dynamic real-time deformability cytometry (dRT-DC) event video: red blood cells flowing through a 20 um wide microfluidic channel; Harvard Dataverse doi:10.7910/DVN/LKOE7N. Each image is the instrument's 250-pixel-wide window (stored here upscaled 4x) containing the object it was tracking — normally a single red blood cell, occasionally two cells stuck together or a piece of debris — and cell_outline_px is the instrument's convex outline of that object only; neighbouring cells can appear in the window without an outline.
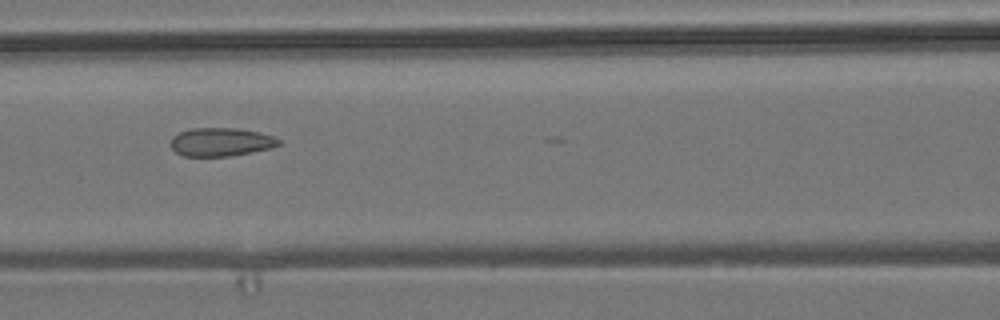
{"species": "common noctule bat (a hibernating species)", "species_latin": "Nyctalus noctula", "temperature_condition": "room temperature", "stored_images_in_passage": 19, "camera_frame_rate_fps": 3000, "um_per_image_px": 0.085, "animal": {"sex": "male", "body_mass_g": 19.2, "forearm_length_mm": 51.8}, "frame": {"image": 1, "passage_image": 16, "time_ms": 5.0, "image_size_px": [1000, 320], "cell_outline_px": [[284, 140], [280, 144], [272, 148], [252, 152], [228, 156], [184, 156], [176, 152], [168, 144], [172, 136], [180, 132], [192, 128], [236, 128], [256, 132], [272, 136]], "centroid_in_image_um": [18.76, 12.07], "position_along_channel_um": 147.8, "area_um2": 17.98}}